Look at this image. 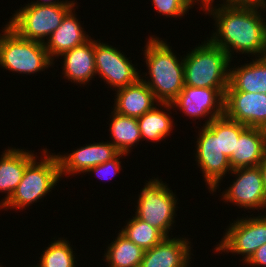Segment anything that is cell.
I'll use <instances>...</instances> for the list:
<instances>
[{
	"label": "cell",
	"mask_w": 266,
	"mask_h": 267,
	"mask_svg": "<svg viewBox=\"0 0 266 267\" xmlns=\"http://www.w3.org/2000/svg\"><path fill=\"white\" fill-rule=\"evenodd\" d=\"M209 4L203 11L213 16L217 28L209 40L222 48L230 57L234 52L266 56V19L264 8L251 6H231ZM220 6V7H219Z\"/></svg>",
	"instance_id": "cell-1"
},
{
	"label": "cell",
	"mask_w": 266,
	"mask_h": 267,
	"mask_svg": "<svg viewBox=\"0 0 266 267\" xmlns=\"http://www.w3.org/2000/svg\"><path fill=\"white\" fill-rule=\"evenodd\" d=\"M154 36H149L142 50L150 79L140 78L159 102L171 103L184 87V58H177L172 46Z\"/></svg>",
	"instance_id": "cell-2"
},
{
	"label": "cell",
	"mask_w": 266,
	"mask_h": 267,
	"mask_svg": "<svg viewBox=\"0 0 266 267\" xmlns=\"http://www.w3.org/2000/svg\"><path fill=\"white\" fill-rule=\"evenodd\" d=\"M184 55V85L200 88H227L229 55L209 39Z\"/></svg>",
	"instance_id": "cell-3"
},
{
	"label": "cell",
	"mask_w": 266,
	"mask_h": 267,
	"mask_svg": "<svg viewBox=\"0 0 266 267\" xmlns=\"http://www.w3.org/2000/svg\"><path fill=\"white\" fill-rule=\"evenodd\" d=\"M41 153L43 154V158H40L41 161L39 159L37 162L39 157H35L27 165L21 182L10 199L0 207V210L25 209L32 203L39 202V199L45 197L48 192L55 188L61 179L58 156L54 153L50 154L47 148H44Z\"/></svg>",
	"instance_id": "cell-4"
},
{
	"label": "cell",
	"mask_w": 266,
	"mask_h": 267,
	"mask_svg": "<svg viewBox=\"0 0 266 267\" xmlns=\"http://www.w3.org/2000/svg\"><path fill=\"white\" fill-rule=\"evenodd\" d=\"M0 34V66L8 71L31 75L52 67L45 44L21 37L8 24ZM44 69V70H43Z\"/></svg>",
	"instance_id": "cell-5"
},
{
	"label": "cell",
	"mask_w": 266,
	"mask_h": 267,
	"mask_svg": "<svg viewBox=\"0 0 266 267\" xmlns=\"http://www.w3.org/2000/svg\"><path fill=\"white\" fill-rule=\"evenodd\" d=\"M145 183L138 195L135 216L169 237L175 223L178 198L158 177Z\"/></svg>",
	"instance_id": "cell-6"
},
{
	"label": "cell",
	"mask_w": 266,
	"mask_h": 267,
	"mask_svg": "<svg viewBox=\"0 0 266 267\" xmlns=\"http://www.w3.org/2000/svg\"><path fill=\"white\" fill-rule=\"evenodd\" d=\"M75 2L53 5L26 4L17 9L7 23L21 37L45 44L51 34L61 25L66 14L74 8ZM46 37V38H45Z\"/></svg>",
	"instance_id": "cell-7"
},
{
	"label": "cell",
	"mask_w": 266,
	"mask_h": 267,
	"mask_svg": "<svg viewBox=\"0 0 266 267\" xmlns=\"http://www.w3.org/2000/svg\"><path fill=\"white\" fill-rule=\"evenodd\" d=\"M246 217L234 220L225 230L220 243L214 248L217 253L240 254L245 263L257 249L266 244V215Z\"/></svg>",
	"instance_id": "cell-8"
},
{
	"label": "cell",
	"mask_w": 266,
	"mask_h": 267,
	"mask_svg": "<svg viewBox=\"0 0 266 267\" xmlns=\"http://www.w3.org/2000/svg\"><path fill=\"white\" fill-rule=\"evenodd\" d=\"M108 44L94 40L96 75L113 87L112 90L135 83L141 77L140 71L120 49Z\"/></svg>",
	"instance_id": "cell-9"
},
{
	"label": "cell",
	"mask_w": 266,
	"mask_h": 267,
	"mask_svg": "<svg viewBox=\"0 0 266 267\" xmlns=\"http://www.w3.org/2000/svg\"><path fill=\"white\" fill-rule=\"evenodd\" d=\"M196 138L195 161L203 173L209 192L214 193L219 189L222 178L232 171L229 158L220 150L218 136L207 125H203Z\"/></svg>",
	"instance_id": "cell-10"
},
{
	"label": "cell",
	"mask_w": 266,
	"mask_h": 267,
	"mask_svg": "<svg viewBox=\"0 0 266 267\" xmlns=\"http://www.w3.org/2000/svg\"><path fill=\"white\" fill-rule=\"evenodd\" d=\"M227 88H200L184 85L179 95L171 102L189 118L208 117L203 125L224 115V100Z\"/></svg>",
	"instance_id": "cell-11"
},
{
	"label": "cell",
	"mask_w": 266,
	"mask_h": 267,
	"mask_svg": "<svg viewBox=\"0 0 266 267\" xmlns=\"http://www.w3.org/2000/svg\"><path fill=\"white\" fill-rule=\"evenodd\" d=\"M230 173L236 178L228 189L221 192L224 202H230L239 208L244 207L246 210H266V192L260 167L237 168Z\"/></svg>",
	"instance_id": "cell-12"
},
{
	"label": "cell",
	"mask_w": 266,
	"mask_h": 267,
	"mask_svg": "<svg viewBox=\"0 0 266 267\" xmlns=\"http://www.w3.org/2000/svg\"><path fill=\"white\" fill-rule=\"evenodd\" d=\"M224 114L247 127L266 129V94L226 91Z\"/></svg>",
	"instance_id": "cell-13"
},
{
	"label": "cell",
	"mask_w": 266,
	"mask_h": 267,
	"mask_svg": "<svg viewBox=\"0 0 266 267\" xmlns=\"http://www.w3.org/2000/svg\"><path fill=\"white\" fill-rule=\"evenodd\" d=\"M119 153L109 141L86 144L84 147L72 150V153H66L67 155L58 153L61 177L87 173L91 168L115 158Z\"/></svg>",
	"instance_id": "cell-14"
},
{
	"label": "cell",
	"mask_w": 266,
	"mask_h": 267,
	"mask_svg": "<svg viewBox=\"0 0 266 267\" xmlns=\"http://www.w3.org/2000/svg\"><path fill=\"white\" fill-rule=\"evenodd\" d=\"M191 242L186 237H165L158 245L144 250L139 267H188Z\"/></svg>",
	"instance_id": "cell-15"
},
{
	"label": "cell",
	"mask_w": 266,
	"mask_h": 267,
	"mask_svg": "<svg viewBox=\"0 0 266 267\" xmlns=\"http://www.w3.org/2000/svg\"><path fill=\"white\" fill-rule=\"evenodd\" d=\"M115 91L117 93H115V103L112 110L124 116L141 117L160 103L141 78L135 83Z\"/></svg>",
	"instance_id": "cell-16"
},
{
	"label": "cell",
	"mask_w": 266,
	"mask_h": 267,
	"mask_svg": "<svg viewBox=\"0 0 266 267\" xmlns=\"http://www.w3.org/2000/svg\"><path fill=\"white\" fill-rule=\"evenodd\" d=\"M266 155V129L247 127L236 139L229 162L231 169L256 167Z\"/></svg>",
	"instance_id": "cell-17"
},
{
	"label": "cell",
	"mask_w": 266,
	"mask_h": 267,
	"mask_svg": "<svg viewBox=\"0 0 266 267\" xmlns=\"http://www.w3.org/2000/svg\"><path fill=\"white\" fill-rule=\"evenodd\" d=\"M74 10V11H73ZM75 6L64 17L61 25L51 34L45 42L48 56L54 62L64 52L84 44L91 37L81 27L75 13ZM54 57H56L54 59Z\"/></svg>",
	"instance_id": "cell-18"
},
{
	"label": "cell",
	"mask_w": 266,
	"mask_h": 267,
	"mask_svg": "<svg viewBox=\"0 0 266 267\" xmlns=\"http://www.w3.org/2000/svg\"><path fill=\"white\" fill-rule=\"evenodd\" d=\"M62 73L65 79L77 84L87 85L96 76L94 60V39H89L84 44L64 52Z\"/></svg>",
	"instance_id": "cell-19"
},
{
	"label": "cell",
	"mask_w": 266,
	"mask_h": 267,
	"mask_svg": "<svg viewBox=\"0 0 266 267\" xmlns=\"http://www.w3.org/2000/svg\"><path fill=\"white\" fill-rule=\"evenodd\" d=\"M36 156L30 150L9 148L4 150L0 158V192L6 197L0 201V207L7 202L21 182L24 170Z\"/></svg>",
	"instance_id": "cell-20"
},
{
	"label": "cell",
	"mask_w": 266,
	"mask_h": 267,
	"mask_svg": "<svg viewBox=\"0 0 266 267\" xmlns=\"http://www.w3.org/2000/svg\"><path fill=\"white\" fill-rule=\"evenodd\" d=\"M251 60L250 63L230 68L229 85L226 91L266 94V56Z\"/></svg>",
	"instance_id": "cell-21"
},
{
	"label": "cell",
	"mask_w": 266,
	"mask_h": 267,
	"mask_svg": "<svg viewBox=\"0 0 266 267\" xmlns=\"http://www.w3.org/2000/svg\"><path fill=\"white\" fill-rule=\"evenodd\" d=\"M158 107V108H157ZM160 107V109H159ZM166 111L173 109V106L171 103H159V106L156 105L152 110L147 111L144 113L141 117L137 118L139 130L141 133V138L144 140L147 139V141L159 142L161 140H164L167 136L172 133L173 130V120L172 117L168 112Z\"/></svg>",
	"instance_id": "cell-22"
},
{
	"label": "cell",
	"mask_w": 266,
	"mask_h": 267,
	"mask_svg": "<svg viewBox=\"0 0 266 267\" xmlns=\"http://www.w3.org/2000/svg\"><path fill=\"white\" fill-rule=\"evenodd\" d=\"M111 122L109 124V131L111 134L110 143H112L120 153L129 154L132 146L139 144L142 141L139 130L137 118L124 116L111 112Z\"/></svg>",
	"instance_id": "cell-23"
},
{
	"label": "cell",
	"mask_w": 266,
	"mask_h": 267,
	"mask_svg": "<svg viewBox=\"0 0 266 267\" xmlns=\"http://www.w3.org/2000/svg\"><path fill=\"white\" fill-rule=\"evenodd\" d=\"M107 246L102 259L109 267H139L144 250L118 232V236Z\"/></svg>",
	"instance_id": "cell-24"
},
{
	"label": "cell",
	"mask_w": 266,
	"mask_h": 267,
	"mask_svg": "<svg viewBox=\"0 0 266 267\" xmlns=\"http://www.w3.org/2000/svg\"><path fill=\"white\" fill-rule=\"evenodd\" d=\"M207 126L218 136L220 150L230 159L235 150L236 139L247 126L228 118L225 114L213 119Z\"/></svg>",
	"instance_id": "cell-25"
},
{
	"label": "cell",
	"mask_w": 266,
	"mask_h": 267,
	"mask_svg": "<svg viewBox=\"0 0 266 267\" xmlns=\"http://www.w3.org/2000/svg\"><path fill=\"white\" fill-rule=\"evenodd\" d=\"M126 224L124 228H121L122 230H119L120 233L143 250L151 249L165 238L158 229L136 216L129 218Z\"/></svg>",
	"instance_id": "cell-26"
},
{
	"label": "cell",
	"mask_w": 266,
	"mask_h": 267,
	"mask_svg": "<svg viewBox=\"0 0 266 267\" xmlns=\"http://www.w3.org/2000/svg\"><path fill=\"white\" fill-rule=\"evenodd\" d=\"M68 240L64 237L58 238L51 242V244L42 251L41 257H39V267H75V255L73 254V248L70 246Z\"/></svg>",
	"instance_id": "cell-27"
},
{
	"label": "cell",
	"mask_w": 266,
	"mask_h": 267,
	"mask_svg": "<svg viewBox=\"0 0 266 267\" xmlns=\"http://www.w3.org/2000/svg\"><path fill=\"white\" fill-rule=\"evenodd\" d=\"M152 4L160 15L173 18L183 17L194 7L190 0H152Z\"/></svg>",
	"instance_id": "cell-28"
},
{
	"label": "cell",
	"mask_w": 266,
	"mask_h": 267,
	"mask_svg": "<svg viewBox=\"0 0 266 267\" xmlns=\"http://www.w3.org/2000/svg\"><path fill=\"white\" fill-rule=\"evenodd\" d=\"M125 155L127 156L128 154L119 153L115 158L91 168L88 172H95V175L100 177V179L112 178V176L114 177L122 169L120 157Z\"/></svg>",
	"instance_id": "cell-29"
},
{
	"label": "cell",
	"mask_w": 266,
	"mask_h": 267,
	"mask_svg": "<svg viewBox=\"0 0 266 267\" xmlns=\"http://www.w3.org/2000/svg\"><path fill=\"white\" fill-rule=\"evenodd\" d=\"M246 263L251 267H266V244L257 249L244 265Z\"/></svg>",
	"instance_id": "cell-30"
},
{
	"label": "cell",
	"mask_w": 266,
	"mask_h": 267,
	"mask_svg": "<svg viewBox=\"0 0 266 267\" xmlns=\"http://www.w3.org/2000/svg\"><path fill=\"white\" fill-rule=\"evenodd\" d=\"M223 4L231 6H251L266 8V0H223Z\"/></svg>",
	"instance_id": "cell-31"
},
{
	"label": "cell",
	"mask_w": 266,
	"mask_h": 267,
	"mask_svg": "<svg viewBox=\"0 0 266 267\" xmlns=\"http://www.w3.org/2000/svg\"><path fill=\"white\" fill-rule=\"evenodd\" d=\"M64 2H75L74 1H68V0H36L35 2H31V3H28V4H35V5H43V6H46V5H53V4H61V3H64Z\"/></svg>",
	"instance_id": "cell-32"
},
{
	"label": "cell",
	"mask_w": 266,
	"mask_h": 267,
	"mask_svg": "<svg viewBox=\"0 0 266 267\" xmlns=\"http://www.w3.org/2000/svg\"><path fill=\"white\" fill-rule=\"evenodd\" d=\"M259 167L261 169L262 178H263V185H264V189L266 192V155H265L264 160L260 163Z\"/></svg>",
	"instance_id": "cell-33"
},
{
	"label": "cell",
	"mask_w": 266,
	"mask_h": 267,
	"mask_svg": "<svg viewBox=\"0 0 266 267\" xmlns=\"http://www.w3.org/2000/svg\"><path fill=\"white\" fill-rule=\"evenodd\" d=\"M202 4V9H204L206 6H208L209 4H211V3H213L214 2V0H196V4L198 3V4H200V3Z\"/></svg>",
	"instance_id": "cell-34"
},
{
	"label": "cell",
	"mask_w": 266,
	"mask_h": 267,
	"mask_svg": "<svg viewBox=\"0 0 266 267\" xmlns=\"http://www.w3.org/2000/svg\"><path fill=\"white\" fill-rule=\"evenodd\" d=\"M193 4H195L196 3V0H190Z\"/></svg>",
	"instance_id": "cell-35"
}]
</instances>
